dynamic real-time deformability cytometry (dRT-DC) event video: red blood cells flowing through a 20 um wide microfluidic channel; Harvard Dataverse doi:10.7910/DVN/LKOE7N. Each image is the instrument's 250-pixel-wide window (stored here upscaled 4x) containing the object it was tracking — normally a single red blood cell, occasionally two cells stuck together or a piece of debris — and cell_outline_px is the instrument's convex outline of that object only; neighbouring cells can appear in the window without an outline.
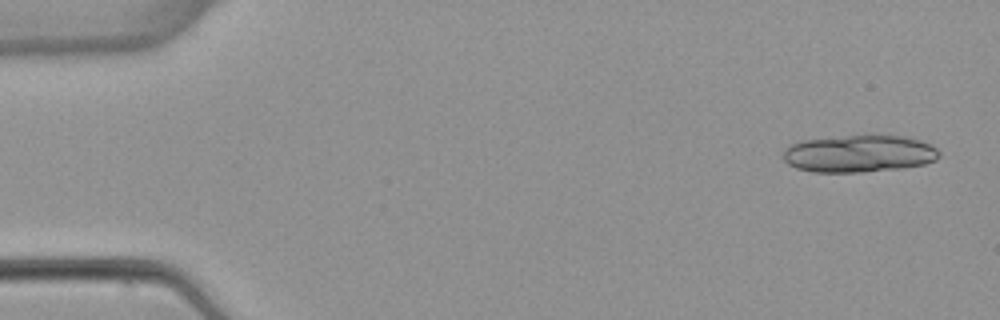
{"species": "common noctule bat (a hibernating species)", "species_latin": "Nyctalus noctula", "temperature_condition": "warm", "stored_images_in_passage": 3, "camera_frame_rate_fps": 3000, "um_per_image_px": 0.085, "animal": {"sex": "female", "body_mass_g": 22.7, "forearm_length_mm": 54.2}, "frame": {"image": 1, "passage_image": 1, "time_ms": 0.0, "image_size_px": [1000, 320], "cell_outline_px": [[940, 156], [936, 160], [924, 164], [904, 168], [860, 172], [812, 172], [796, 168], [788, 164], [780, 156], [784, 148], [788, 144], [804, 140], [868, 132], [872, 132], [908, 136], [920, 140], [936, 148], [940, 152]], "centroid_in_image_um": [73.01, 13.01], "position_along_channel_um": 12.0, "area_um2": 35.26}}